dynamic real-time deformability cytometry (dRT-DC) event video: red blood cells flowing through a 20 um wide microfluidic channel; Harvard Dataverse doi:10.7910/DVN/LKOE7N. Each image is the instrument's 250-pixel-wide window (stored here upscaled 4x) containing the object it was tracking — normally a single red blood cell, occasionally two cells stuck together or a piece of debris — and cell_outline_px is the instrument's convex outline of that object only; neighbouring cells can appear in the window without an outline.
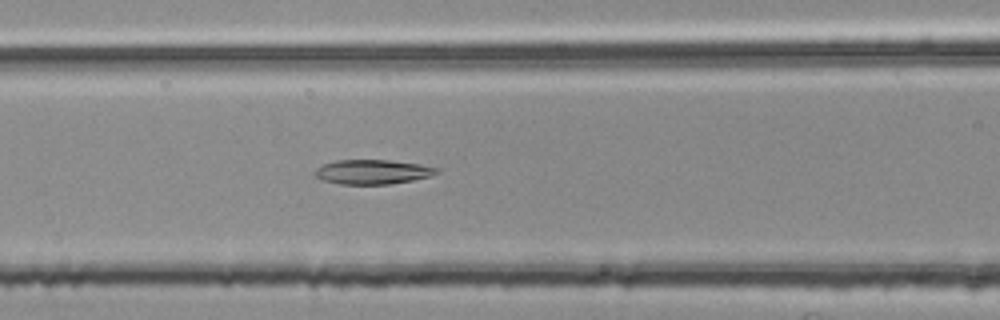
{"species": "common noctule bat (a hibernating species)", "species_latin": "Nyctalus noctula", "temperature_condition": "room temperature", "stored_images_in_passage": 29, "camera_frame_rate_fps": 3000, "um_per_image_px": 0.085, "animal": {"sex": "female", "body_mass_g": 25.1}, "frame": {"image": 1, "passage_image": 8, "time_ms": 2.333, "image_size_px": [1000, 320], "cell_outline_px": [[440, 172], [432, 176], [412, 180], [388, 184], [340, 184], [324, 180], [316, 176], [316, 168], [324, 164], [336, 160], [388, 160], [420, 164], [440, 168]], "centroid_in_image_um": [31.73, 14.6], "position_along_channel_um": 134.9, "area_um2": 17.28}}
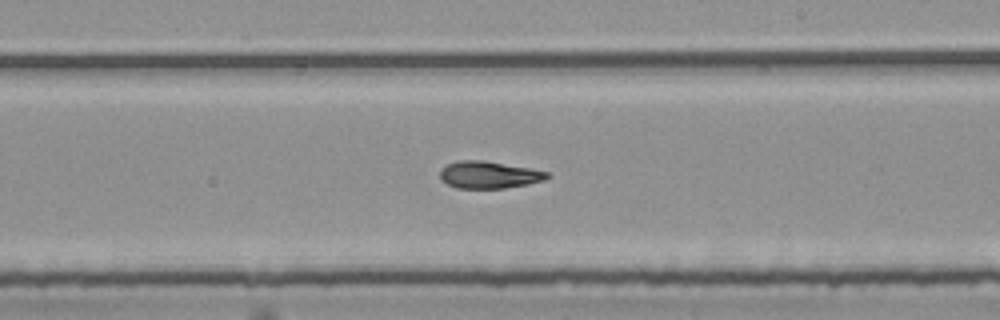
{"frame": {"image": 2, "passage_image": 17, "time_ms": 5.333, "image_size_px": [1000, 320], "cell_outline_px": [[552, 176], [544, 180], [528, 184], [504, 188], [456, 188], [440, 180], [440, 168], [456, 160], [484, 160], [528, 168], [548, 172]], "centroid_in_image_um": [41.53, 14.86], "position_along_channel_um": 247.5, "area_um2": 16.99}}
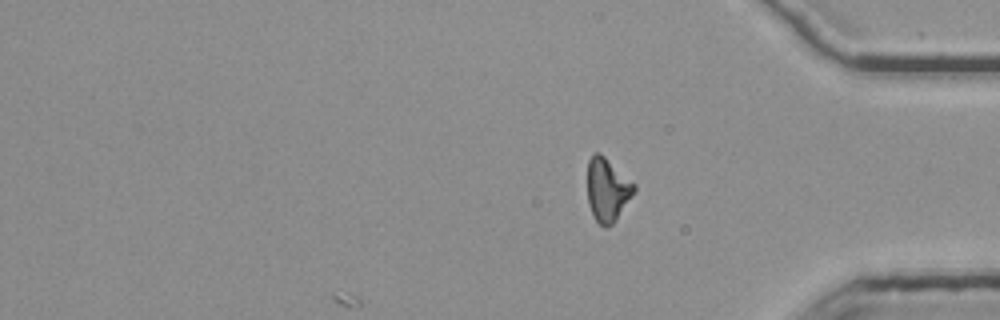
{"frame": {"image": 3, "passage_image": 29, "time_ms": 9.333, "image_size_px": [1000, 320], "cell_outline_px": [[636, 188], [616, 220], [612, 224], [604, 228], [596, 220], [588, 204], [588, 160], [592, 152], [600, 152], [636, 184]], "centroid_in_image_um": [51.62, 16.09], "position_along_channel_um": 383.6, "area_um2": 17.17}, "authors_computed_cell_mechanics": {"area_um2": 16.9932, "velocity_mm_per_s": 3.7528, "shape_relaxation_time_tau1_ms": 8.3965, "shape_relaxation_time_tau2_ms": 4.9758, "deformation_change_tau1": 0.1929, "deformation_change_tau2": 0.1404}}